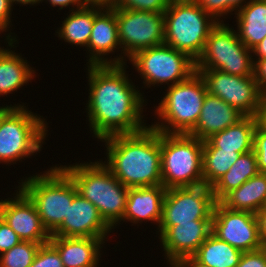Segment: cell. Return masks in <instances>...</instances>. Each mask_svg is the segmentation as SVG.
<instances>
[{
	"instance_id": "cell-42",
	"label": "cell",
	"mask_w": 266,
	"mask_h": 267,
	"mask_svg": "<svg viewBox=\"0 0 266 267\" xmlns=\"http://www.w3.org/2000/svg\"><path fill=\"white\" fill-rule=\"evenodd\" d=\"M85 5L100 6L103 8H113L117 0H82Z\"/></svg>"
},
{
	"instance_id": "cell-36",
	"label": "cell",
	"mask_w": 266,
	"mask_h": 267,
	"mask_svg": "<svg viewBox=\"0 0 266 267\" xmlns=\"http://www.w3.org/2000/svg\"><path fill=\"white\" fill-rule=\"evenodd\" d=\"M236 267H266V246L255 251L243 252Z\"/></svg>"
},
{
	"instance_id": "cell-35",
	"label": "cell",
	"mask_w": 266,
	"mask_h": 267,
	"mask_svg": "<svg viewBox=\"0 0 266 267\" xmlns=\"http://www.w3.org/2000/svg\"><path fill=\"white\" fill-rule=\"evenodd\" d=\"M21 241L15 231L0 217V255Z\"/></svg>"
},
{
	"instance_id": "cell-38",
	"label": "cell",
	"mask_w": 266,
	"mask_h": 267,
	"mask_svg": "<svg viewBox=\"0 0 266 267\" xmlns=\"http://www.w3.org/2000/svg\"><path fill=\"white\" fill-rule=\"evenodd\" d=\"M254 77L259 89L266 93V59H258L254 62Z\"/></svg>"
},
{
	"instance_id": "cell-3",
	"label": "cell",
	"mask_w": 266,
	"mask_h": 267,
	"mask_svg": "<svg viewBox=\"0 0 266 267\" xmlns=\"http://www.w3.org/2000/svg\"><path fill=\"white\" fill-rule=\"evenodd\" d=\"M60 167L71 177L78 193L95 205L105 223L116 229L123 219L129 188L115 178L102 160Z\"/></svg>"
},
{
	"instance_id": "cell-24",
	"label": "cell",
	"mask_w": 266,
	"mask_h": 267,
	"mask_svg": "<svg viewBox=\"0 0 266 267\" xmlns=\"http://www.w3.org/2000/svg\"><path fill=\"white\" fill-rule=\"evenodd\" d=\"M234 17L239 40L248 49L252 50L266 37V0H251Z\"/></svg>"
},
{
	"instance_id": "cell-26",
	"label": "cell",
	"mask_w": 266,
	"mask_h": 267,
	"mask_svg": "<svg viewBox=\"0 0 266 267\" xmlns=\"http://www.w3.org/2000/svg\"><path fill=\"white\" fill-rule=\"evenodd\" d=\"M100 6L84 5L72 10L64 18L55 35L71 45L87 48L95 15L102 9Z\"/></svg>"
},
{
	"instance_id": "cell-8",
	"label": "cell",
	"mask_w": 266,
	"mask_h": 267,
	"mask_svg": "<svg viewBox=\"0 0 266 267\" xmlns=\"http://www.w3.org/2000/svg\"><path fill=\"white\" fill-rule=\"evenodd\" d=\"M25 107H14L0 123V163L13 165L40 153L48 123Z\"/></svg>"
},
{
	"instance_id": "cell-21",
	"label": "cell",
	"mask_w": 266,
	"mask_h": 267,
	"mask_svg": "<svg viewBox=\"0 0 266 267\" xmlns=\"http://www.w3.org/2000/svg\"><path fill=\"white\" fill-rule=\"evenodd\" d=\"M12 34V35H11ZM15 33H7V36L4 40L7 41L8 47L10 49H2L0 51V97L13 92H17L18 89L22 86H26L27 83L33 78L36 70L34 67H30L28 60H25V57H22L19 53H16L12 48H15L17 41V36H13Z\"/></svg>"
},
{
	"instance_id": "cell-15",
	"label": "cell",
	"mask_w": 266,
	"mask_h": 267,
	"mask_svg": "<svg viewBox=\"0 0 266 267\" xmlns=\"http://www.w3.org/2000/svg\"><path fill=\"white\" fill-rule=\"evenodd\" d=\"M167 265L190 259L212 233V220H193L157 228Z\"/></svg>"
},
{
	"instance_id": "cell-2",
	"label": "cell",
	"mask_w": 266,
	"mask_h": 267,
	"mask_svg": "<svg viewBox=\"0 0 266 267\" xmlns=\"http://www.w3.org/2000/svg\"><path fill=\"white\" fill-rule=\"evenodd\" d=\"M107 159L102 163L127 188L162 185L160 132L150 125L140 132L101 139Z\"/></svg>"
},
{
	"instance_id": "cell-41",
	"label": "cell",
	"mask_w": 266,
	"mask_h": 267,
	"mask_svg": "<svg viewBox=\"0 0 266 267\" xmlns=\"http://www.w3.org/2000/svg\"><path fill=\"white\" fill-rule=\"evenodd\" d=\"M252 55L253 62L258 59H266V37L252 49Z\"/></svg>"
},
{
	"instance_id": "cell-13",
	"label": "cell",
	"mask_w": 266,
	"mask_h": 267,
	"mask_svg": "<svg viewBox=\"0 0 266 267\" xmlns=\"http://www.w3.org/2000/svg\"><path fill=\"white\" fill-rule=\"evenodd\" d=\"M215 204L212 187L199 185L169 188L164 196L159 226L212 220Z\"/></svg>"
},
{
	"instance_id": "cell-23",
	"label": "cell",
	"mask_w": 266,
	"mask_h": 267,
	"mask_svg": "<svg viewBox=\"0 0 266 267\" xmlns=\"http://www.w3.org/2000/svg\"><path fill=\"white\" fill-rule=\"evenodd\" d=\"M257 124L258 117L244 116L236 124L203 141V148H219L241 154L247 153L253 150Z\"/></svg>"
},
{
	"instance_id": "cell-40",
	"label": "cell",
	"mask_w": 266,
	"mask_h": 267,
	"mask_svg": "<svg viewBox=\"0 0 266 267\" xmlns=\"http://www.w3.org/2000/svg\"><path fill=\"white\" fill-rule=\"evenodd\" d=\"M259 221L260 238L264 246H266V206L257 213Z\"/></svg>"
},
{
	"instance_id": "cell-22",
	"label": "cell",
	"mask_w": 266,
	"mask_h": 267,
	"mask_svg": "<svg viewBox=\"0 0 266 267\" xmlns=\"http://www.w3.org/2000/svg\"><path fill=\"white\" fill-rule=\"evenodd\" d=\"M64 267H97L105 241L102 238L51 236Z\"/></svg>"
},
{
	"instance_id": "cell-6",
	"label": "cell",
	"mask_w": 266,
	"mask_h": 267,
	"mask_svg": "<svg viewBox=\"0 0 266 267\" xmlns=\"http://www.w3.org/2000/svg\"><path fill=\"white\" fill-rule=\"evenodd\" d=\"M163 14L164 44L187 54L196 62L203 52L210 31L218 22L193 0H171Z\"/></svg>"
},
{
	"instance_id": "cell-20",
	"label": "cell",
	"mask_w": 266,
	"mask_h": 267,
	"mask_svg": "<svg viewBox=\"0 0 266 267\" xmlns=\"http://www.w3.org/2000/svg\"><path fill=\"white\" fill-rule=\"evenodd\" d=\"M166 191L163 185L129 188L122 221L132 225L152 221L159 228Z\"/></svg>"
},
{
	"instance_id": "cell-11",
	"label": "cell",
	"mask_w": 266,
	"mask_h": 267,
	"mask_svg": "<svg viewBox=\"0 0 266 267\" xmlns=\"http://www.w3.org/2000/svg\"><path fill=\"white\" fill-rule=\"evenodd\" d=\"M117 26L123 65L136 52L164 44L163 13L117 8Z\"/></svg>"
},
{
	"instance_id": "cell-28",
	"label": "cell",
	"mask_w": 266,
	"mask_h": 267,
	"mask_svg": "<svg viewBox=\"0 0 266 267\" xmlns=\"http://www.w3.org/2000/svg\"><path fill=\"white\" fill-rule=\"evenodd\" d=\"M259 173L254 150L241 154L228 172L212 186L216 202Z\"/></svg>"
},
{
	"instance_id": "cell-46",
	"label": "cell",
	"mask_w": 266,
	"mask_h": 267,
	"mask_svg": "<svg viewBox=\"0 0 266 267\" xmlns=\"http://www.w3.org/2000/svg\"><path fill=\"white\" fill-rule=\"evenodd\" d=\"M169 267H199V266L193 263L190 259H185V260L178 261L170 265Z\"/></svg>"
},
{
	"instance_id": "cell-7",
	"label": "cell",
	"mask_w": 266,
	"mask_h": 267,
	"mask_svg": "<svg viewBox=\"0 0 266 267\" xmlns=\"http://www.w3.org/2000/svg\"><path fill=\"white\" fill-rule=\"evenodd\" d=\"M161 179L166 188L204 185L203 141L189 134L160 132Z\"/></svg>"
},
{
	"instance_id": "cell-33",
	"label": "cell",
	"mask_w": 266,
	"mask_h": 267,
	"mask_svg": "<svg viewBox=\"0 0 266 267\" xmlns=\"http://www.w3.org/2000/svg\"><path fill=\"white\" fill-rule=\"evenodd\" d=\"M30 267H64L58 250L50 243L40 245Z\"/></svg>"
},
{
	"instance_id": "cell-39",
	"label": "cell",
	"mask_w": 266,
	"mask_h": 267,
	"mask_svg": "<svg viewBox=\"0 0 266 267\" xmlns=\"http://www.w3.org/2000/svg\"><path fill=\"white\" fill-rule=\"evenodd\" d=\"M43 1H46V3L49 2V4H51L52 7H58L59 6L60 10H62L65 7L66 8L69 7V11L79 9L85 5L82 0H40L41 3ZM70 6H71V8H70Z\"/></svg>"
},
{
	"instance_id": "cell-5",
	"label": "cell",
	"mask_w": 266,
	"mask_h": 267,
	"mask_svg": "<svg viewBox=\"0 0 266 267\" xmlns=\"http://www.w3.org/2000/svg\"><path fill=\"white\" fill-rule=\"evenodd\" d=\"M166 92L154 106L158 122L151 127L166 134H188L198 121L207 94L203 78L196 71L188 79L168 86Z\"/></svg>"
},
{
	"instance_id": "cell-9",
	"label": "cell",
	"mask_w": 266,
	"mask_h": 267,
	"mask_svg": "<svg viewBox=\"0 0 266 267\" xmlns=\"http://www.w3.org/2000/svg\"><path fill=\"white\" fill-rule=\"evenodd\" d=\"M214 69L237 76H253L252 50L248 49L229 24L218 22L210 31L195 70Z\"/></svg>"
},
{
	"instance_id": "cell-44",
	"label": "cell",
	"mask_w": 266,
	"mask_h": 267,
	"mask_svg": "<svg viewBox=\"0 0 266 267\" xmlns=\"http://www.w3.org/2000/svg\"><path fill=\"white\" fill-rule=\"evenodd\" d=\"M14 107H25V105H24V103H22V105L21 104H19V103H17V105L16 104H14V105H6V106H0V123H1V121H2V119L14 108Z\"/></svg>"
},
{
	"instance_id": "cell-27",
	"label": "cell",
	"mask_w": 266,
	"mask_h": 267,
	"mask_svg": "<svg viewBox=\"0 0 266 267\" xmlns=\"http://www.w3.org/2000/svg\"><path fill=\"white\" fill-rule=\"evenodd\" d=\"M242 254L211 233L190 260L199 267H236Z\"/></svg>"
},
{
	"instance_id": "cell-10",
	"label": "cell",
	"mask_w": 266,
	"mask_h": 267,
	"mask_svg": "<svg viewBox=\"0 0 266 267\" xmlns=\"http://www.w3.org/2000/svg\"><path fill=\"white\" fill-rule=\"evenodd\" d=\"M128 60L140 73L144 80L142 83L147 88L163 84L171 86L196 72L194 60L167 44L140 50Z\"/></svg>"
},
{
	"instance_id": "cell-45",
	"label": "cell",
	"mask_w": 266,
	"mask_h": 267,
	"mask_svg": "<svg viewBox=\"0 0 266 267\" xmlns=\"http://www.w3.org/2000/svg\"><path fill=\"white\" fill-rule=\"evenodd\" d=\"M10 1V3H11V5L12 6H14L15 4H20V6L22 5H24V6H26V5H37V4H39L40 3V0H9Z\"/></svg>"
},
{
	"instance_id": "cell-34",
	"label": "cell",
	"mask_w": 266,
	"mask_h": 267,
	"mask_svg": "<svg viewBox=\"0 0 266 267\" xmlns=\"http://www.w3.org/2000/svg\"><path fill=\"white\" fill-rule=\"evenodd\" d=\"M253 150L259 173H266V128L259 121L254 132Z\"/></svg>"
},
{
	"instance_id": "cell-16",
	"label": "cell",
	"mask_w": 266,
	"mask_h": 267,
	"mask_svg": "<svg viewBox=\"0 0 266 267\" xmlns=\"http://www.w3.org/2000/svg\"><path fill=\"white\" fill-rule=\"evenodd\" d=\"M15 188L17 192L13 198L0 200V217L22 241L48 243L51 235L43 226L35 205L18 187Z\"/></svg>"
},
{
	"instance_id": "cell-18",
	"label": "cell",
	"mask_w": 266,
	"mask_h": 267,
	"mask_svg": "<svg viewBox=\"0 0 266 267\" xmlns=\"http://www.w3.org/2000/svg\"><path fill=\"white\" fill-rule=\"evenodd\" d=\"M111 231L113 230L102 219L95 205L77 193L67 216L51 236L102 238L108 241Z\"/></svg>"
},
{
	"instance_id": "cell-43",
	"label": "cell",
	"mask_w": 266,
	"mask_h": 267,
	"mask_svg": "<svg viewBox=\"0 0 266 267\" xmlns=\"http://www.w3.org/2000/svg\"><path fill=\"white\" fill-rule=\"evenodd\" d=\"M258 121L266 128V93L263 94Z\"/></svg>"
},
{
	"instance_id": "cell-31",
	"label": "cell",
	"mask_w": 266,
	"mask_h": 267,
	"mask_svg": "<svg viewBox=\"0 0 266 267\" xmlns=\"http://www.w3.org/2000/svg\"><path fill=\"white\" fill-rule=\"evenodd\" d=\"M205 13L210 14L217 22H224L227 15L236 14L251 0H193ZM225 16V17H224Z\"/></svg>"
},
{
	"instance_id": "cell-47",
	"label": "cell",
	"mask_w": 266,
	"mask_h": 267,
	"mask_svg": "<svg viewBox=\"0 0 266 267\" xmlns=\"http://www.w3.org/2000/svg\"><path fill=\"white\" fill-rule=\"evenodd\" d=\"M1 33H4V32H3L2 30H0V34H1ZM2 49H3V48H2V46H1V47H0V51H1Z\"/></svg>"
},
{
	"instance_id": "cell-14",
	"label": "cell",
	"mask_w": 266,
	"mask_h": 267,
	"mask_svg": "<svg viewBox=\"0 0 266 267\" xmlns=\"http://www.w3.org/2000/svg\"><path fill=\"white\" fill-rule=\"evenodd\" d=\"M212 233L242 252L264 247L257 214L232 210L216 202L212 215Z\"/></svg>"
},
{
	"instance_id": "cell-12",
	"label": "cell",
	"mask_w": 266,
	"mask_h": 267,
	"mask_svg": "<svg viewBox=\"0 0 266 267\" xmlns=\"http://www.w3.org/2000/svg\"><path fill=\"white\" fill-rule=\"evenodd\" d=\"M207 93L217 96L244 116L258 117L263 93L253 76H237L214 69H198Z\"/></svg>"
},
{
	"instance_id": "cell-17",
	"label": "cell",
	"mask_w": 266,
	"mask_h": 267,
	"mask_svg": "<svg viewBox=\"0 0 266 267\" xmlns=\"http://www.w3.org/2000/svg\"><path fill=\"white\" fill-rule=\"evenodd\" d=\"M86 49L89 53L86 66L123 65V51L118 37L117 8H102L95 15ZM116 49L121 51L118 56L111 59L105 57L118 52Z\"/></svg>"
},
{
	"instance_id": "cell-1",
	"label": "cell",
	"mask_w": 266,
	"mask_h": 267,
	"mask_svg": "<svg viewBox=\"0 0 266 267\" xmlns=\"http://www.w3.org/2000/svg\"><path fill=\"white\" fill-rule=\"evenodd\" d=\"M125 65H88L86 112L91 134L98 141L147 128L144 93L128 77ZM144 105V106H143Z\"/></svg>"
},
{
	"instance_id": "cell-30",
	"label": "cell",
	"mask_w": 266,
	"mask_h": 267,
	"mask_svg": "<svg viewBox=\"0 0 266 267\" xmlns=\"http://www.w3.org/2000/svg\"><path fill=\"white\" fill-rule=\"evenodd\" d=\"M40 243L21 241L0 255V267H30Z\"/></svg>"
},
{
	"instance_id": "cell-25",
	"label": "cell",
	"mask_w": 266,
	"mask_h": 267,
	"mask_svg": "<svg viewBox=\"0 0 266 267\" xmlns=\"http://www.w3.org/2000/svg\"><path fill=\"white\" fill-rule=\"evenodd\" d=\"M220 202L228 209L257 214L266 206V173L250 178Z\"/></svg>"
},
{
	"instance_id": "cell-32",
	"label": "cell",
	"mask_w": 266,
	"mask_h": 267,
	"mask_svg": "<svg viewBox=\"0 0 266 267\" xmlns=\"http://www.w3.org/2000/svg\"><path fill=\"white\" fill-rule=\"evenodd\" d=\"M171 0H117L113 8L164 13Z\"/></svg>"
},
{
	"instance_id": "cell-4",
	"label": "cell",
	"mask_w": 266,
	"mask_h": 267,
	"mask_svg": "<svg viewBox=\"0 0 266 267\" xmlns=\"http://www.w3.org/2000/svg\"><path fill=\"white\" fill-rule=\"evenodd\" d=\"M44 173L21 179L17 186L35 205L43 226L50 235L67 216L74 196L78 193L71 177L58 165ZM42 173V174H41Z\"/></svg>"
},
{
	"instance_id": "cell-19",
	"label": "cell",
	"mask_w": 266,
	"mask_h": 267,
	"mask_svg": "<svg viewBox=\"0 0 266 267\" xmlns=\"http://www.w3.org/2000/svg\"><path fill=\"white\" fill-rule=\"evenodd\" d=\"M243 117V114L221 98L207 93L198 121L188 134L205 141L212 135L236 124Z\"/></svg>"
},
{
	"instance_id": "cell-37",
	"label": "cell",
	"mask_w": 266,
	"mask_h": 267,
	"mask_svg": "<svg viewBox=\"0 0 266 267\" xmlns=\"http://www.w3.org/2000/svg\"><path fill=\"white\" fill-rule=\"evenodd\" d=\"M13 8L9 0H0V30L3 32L10 31Z\"/></svg>"
},
{
	"instance_id": "cell-29",
	"label": "cell",
	"mask_w": 266,
	"mask_h": 267,
	"mask_svg": "<svg viewBox=\"0 0 266 267\" xmlns=\"http://www.w3.org/2000/svg\"><path fill=\"white\" fill-rule=\"evenodd\" d=\"M241 153L219 148H203L202 176L204 185L212 187L240 157Z\"/></svg>"
}]
</instances>
